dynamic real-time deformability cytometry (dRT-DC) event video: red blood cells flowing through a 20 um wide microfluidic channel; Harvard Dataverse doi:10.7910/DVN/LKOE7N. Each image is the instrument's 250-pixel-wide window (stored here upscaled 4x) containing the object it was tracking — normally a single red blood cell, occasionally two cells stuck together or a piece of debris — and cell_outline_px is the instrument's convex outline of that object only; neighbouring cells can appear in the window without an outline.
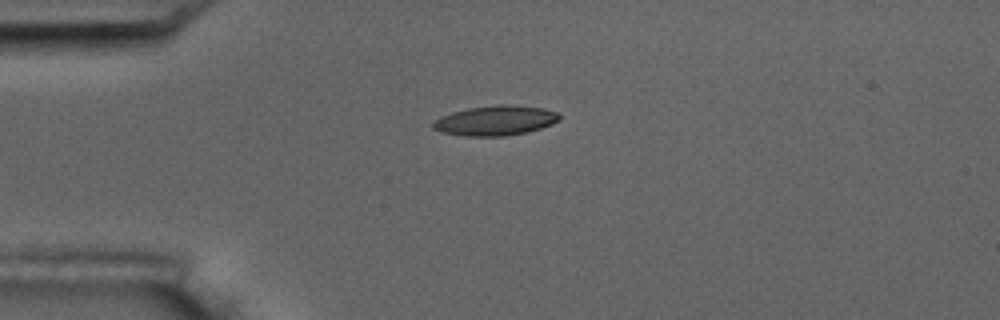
{"species": "common noctule bat (a hibernating species)", "species_latin": "Nyctalus noctula", "temperature_condition": "room temperature", "stored_images_in_passage": 2, "camera_frame_rate_fps": 3000, "um_per_image_px": 0.085, "animal": {"sex": "male", "body_mass_g": 17.5, "forearm_length_mm": 52.3}, "frame": {"image": 1, "passage_image": 1, "time_ms": 0.0, "image_size_px": [1000, 320], "cell_outline_px": [[560, 120], [552, 124], [540, 128], [524, 132], [504, 136], [464, 136], [440, 132], [432, 128], [432, 124], [440, 116], [452, 112], [468, 108], [500, 104], [544, 108], [556, 112], [560, 116]], "centroid_in_image_um": [42.08, 10.25], "position_along_channel_um": 42.9, "area_um2": 21.85}}